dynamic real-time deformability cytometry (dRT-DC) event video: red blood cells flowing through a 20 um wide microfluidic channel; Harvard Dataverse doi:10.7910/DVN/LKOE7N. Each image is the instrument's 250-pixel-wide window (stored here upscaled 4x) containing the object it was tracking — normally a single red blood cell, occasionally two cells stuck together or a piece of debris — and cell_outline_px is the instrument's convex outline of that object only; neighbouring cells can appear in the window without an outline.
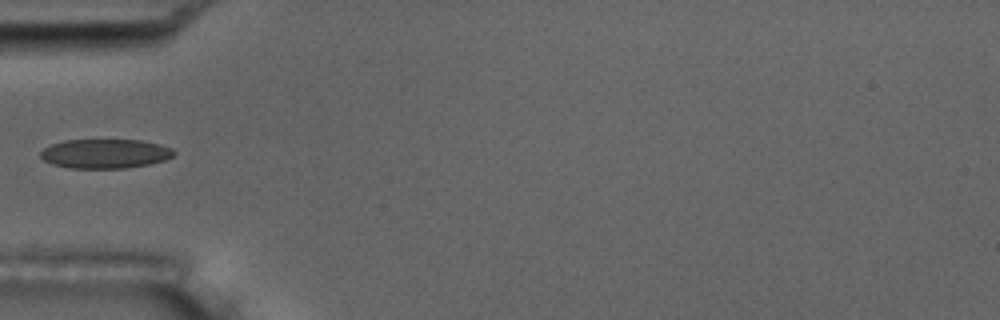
{"species": "common noctule bat (a hibernating species)", "species_latin": "Nyctalus noctula", "temperature_condition": "room temperature", "stored_images_in_passage": 3, "camera_frame_rate_fps": 3000, "um_per_image_px": 0.085, "animal": {"sex": "male", "body_mass_g": 17.5, "forearm_length_mm": 52.3}, "frame": {"image": 1, "passage_image": 2, "time_ms": 1.333, "image_size_px": [1000, 320], "cell_outline_px": [[176, 152], [172, 156], [164, 160], [148, 164], [124, 168], [68, 168], [52, 164], [44, 160], [40, 156], [40, 152], [44, 148], [52, 144], [64, 140], [140, 140], [160, 144], [172, 148]], "centroid_in_image_um": [8.92, 13.06], "position_along_channel_um": 76.1, "area_um2": 22.72}}